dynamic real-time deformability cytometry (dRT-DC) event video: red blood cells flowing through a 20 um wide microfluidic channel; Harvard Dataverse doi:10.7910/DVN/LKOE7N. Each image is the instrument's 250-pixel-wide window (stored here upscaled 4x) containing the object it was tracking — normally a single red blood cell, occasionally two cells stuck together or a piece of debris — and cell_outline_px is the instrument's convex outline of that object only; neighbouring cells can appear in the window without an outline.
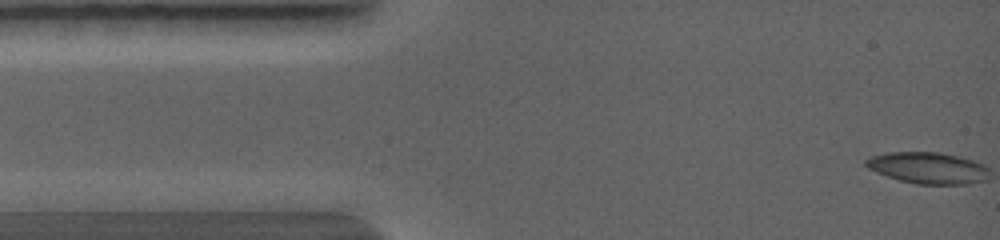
{"species": "common noctule bat (a hibernating species)", "species_latin": "Nyctalus noctula", "temperature_condition": "warm", "stored_images_in_passage": 25, "camera_frame_rate_fps": 5000, "um_per_image_px": 0.085, "animal": {"sex": "female", "body_mass_g": 19.0, "forearm_length_mm": 56.7}, "frame": {"image": 1, "passage_image": 1, "time_ms": 0.0, "image_size_px": [1000, 240], "cell_outline_px": [[972, 164], [940, 184], [932, 184], [908, 180], [892, 176], [868, 164], [868, 160], [880, 156], [908, 152], [924, 152], [948, 156], [964, 160]], "centroid_in_image_um": [78.19, 14.15], "position_along_channel_um": 6.8, "area_um2": 15.72}}
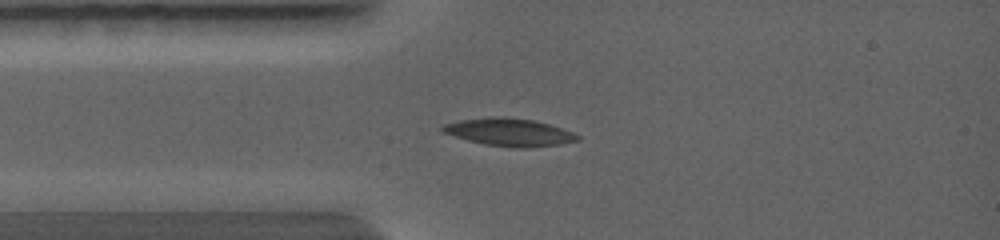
{"frame": {"image": 2, "passage_image": 21, "time_ms": 2.2, "image_size_px": [1000, 240], "cell_outline_px": [[576, 136], [568, 140], [548, 144], [488, 144], [472, 140], [444, 132], [440, 128], [448, 124], [464, 120], [532, 120], [548, 124], [560, 128]], "centroid_in_image_um": [43.18, 11.21], "position_along_channel_um": 41.8, "area_um2": 17.98}}